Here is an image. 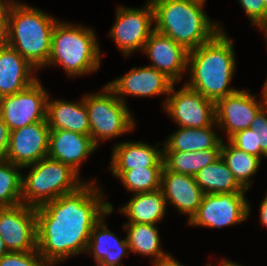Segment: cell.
I'll list each match as a JSON object with an SVG mask.
<instances>
[{"label":"cell","instance_id":"4fadbf2b","mask_svg":"<svg viewBox=\"0 0 267 266\" xmlns=\"http://www.w3.org/2000/svg\"><path fill=\"white\" fill-rule=\"evenodd\" d=\"M0 236L9 252L37 250L36 209L23 203L0 208Z\"/></svg>","mask_w":267,"mask_h":266},{"label":"cell","instance_id":"2e32d148","mask_svg":"<svg viewBox=\"0 0 267 266\" xmlns=\"http://www.w3.org/2000/svg\"><path fill=\"white\" fill-rule=\"evenodd\" d=\"M151 60V65L164 73L175 84L183 78L187 71L189 51L170 37L155 30L150 34L142 51Z\"/></svg>","mask_w":267,"mask_h":266},{"label":"cell","instance_id":"4dcf8cb0","mask_svg":"<svg viewBox=\"0 0 267 266\" xmlns=\"http://www.w3.org/2000/svg\"><path fill=\"white\" fill-rule=\"evenodd\" d=\"M0 266H50L37 250L8 252L0 258Z\"/></svg>","mask_w":267,"mask_h":266},{"label":"cell","instance_id":"4316f807","mask_svg":"<svg viewBox=\"0 0 267 266\" xmlns=\"http://www.w3.org/2000/svg\"><path fill=\"white\" fill-rule=\"evenodd\" d=\"M221 149L197 152L163 151L164 166L172 172L195 176L200 170L220 157Z\"/></svg>","mask_w":267,"mask_h":266},{"label":"cell","instance_id":"3957f363","mask_svg":"<svg viewBox=\"0 0 267 266\" xmlns=\"http://www.w3.org/2000/svg\"><path fill=\"white\" fill-rule=\"evenodd\" d=\"M150 1L154 10V30L188 51L210 41L223 29L205 13V0Z\"/></svg>","mask_w":267,"mask_h":266},{"label":"cell","instance_id":"9a60e30c","mask_svg":"<svg viewBox=\"0 0 267 266\" xmlns=\"http://www.w3.org/2000/svg\"><path fill=\"white\" fill-rule=\"evenodd\" d=\"M50 128L47 121L36 122L10 131L6 160L20 167L48 156Z\"/></svg>","mask_w":267,"mask_h":266},{"label":"cell","instance_id":"60d3db41","mask_svg":"<svg viewBox=\"0 0 267 266\" xmlns=\"http://www.w3.org/2000/svg\"><path fill=\"white\" fill-rule=\"evenodd\" d=\"M265 3V26L267 25V0H264Z\"/></svg>","mask_w":267,"mask_h":266},{"label":"cell","instance_id":"d4e9b609","mask_svg":"<svg viewBox=\"0 0 267 266\" xmlns=\"http://www.w3.org/2000/svg\"><path fill=\"white\" fill-rule=\"evenodd\" d=\"M156 226L142 223L123 224L130 252L151 257L153 266L171 256L161 248L160 234Z\"/></svg>","mask_w":267,"mask_h":266},{"label":"cell","instance_id":"f1b7e54d","mask_svg":"<svg viewBox=\"0 0 267 266\" xmlns=\"http://www.w3.org/2000/svg\"><path fill=\"white\" fill-rule=\"evenodd\" d=\"M22 167L0 160V208L22 203Z\"/></svg>","mask_w":267,"mask_h":266},{"label":"cell","instance_id":"83f0119b","mask_svg":"<svg viewBox=\"0 0 267 266\" xmlns=\"http://www.w3.org/2000/svg\"><path fill=\"white\" fill-rule=\"evenodd\" d=\"M220 157L233 173L237 182L246 190L252 185V176L256 174L261 164V159L238 149L229 141H222Z\"/></svg>","mask_w":267,"mask_h":266},{"label":"cell","instance_id":"ba28073f","mask_svg":"<svg viewBox=\"0 0 267 266\" xmlns=\"http://www.w3.org/2000/svg\"><path fill=\"white\" fill-rule=\"evenodd\" d=\"M154 10L150 0L141 8L117 6L115 22L109 30L119 50L128 57L141 52L154 31Z\"/></svg>","mask_w":267,"mask_h":266},{"label":"cell","instance_id":"f35d334b","mask_svg":"<svg viewBox=\"0 0 267 266\" xmlns=\"http://www.w3.org/2000/svg\"><path fill=\"white\" fill-rule=\"evenodd\" d=\"M218 266H242V265H240V264H238L237 262H233V261H231V260H227V259H225V260H220L219 262H218ZM211 266H213L212 265V263H211Z\"/></svg>","mask_w":267,"mask_h":266},{"label":"cell","instance_id":"603a6c76","mask_svg":"<svg viewBox=\"0 0 267 266\" xmlns=\"http://www.w3.org/2000/svg\"><path fill=\"white\" fill-rule=\"evenodd\" d=\"M166 201L161 189L135 193L133 197L121 208L128 221L125 223L154 224L162 222L166 216Z\"/></svg>","mask_w":267,"mask_h":266},{"label":"cell","instance_id":"9c48e42d","mask_svg":"<svg viewBox=\"0 0 267 266\" xmlns=\"http://www.w3.org/2000/svg\"><path fill=\"white\" fill-rule=\"evenodd\" d=\"M245 194H204L197 213L187 225L220 229L243 223L251 214L250 202Z\"/></svg>","mask_w":267,"mask_h":266},{"label":"cell","instance_id":"7402d4cb","mask_svg":"<svg viewBox=\"0 0 267 266\" xmlns=\"http://www.w3.org/2000/svg\"><path fill=\"white\" fill-rule=\"evenodd\" d=\"M46 121L50 130H67L90 135L84 96L77 102L62 99L50 100L48 97Z\"/></svg>","mask_w":267,"mask_h":266},{"label":"cell","instance_id":"484cf974","mask_svg":"<svg viewBox=\"0 0 267 266\" xmlns=\"http://www.w3.org/2000/svg\"><path fill=\"white\" fill-rule=\"evenodd\" d=\"M194 177L205 194L245 193L247 191L237 182L221 157L204 167Z\"/></svg>","mask_w":267,"mask_h":266},{"label":"cell","instance_id":"8fae6325","mask_svg":"<svg viewBox=\"0 0 267 266\" xmlns=\"http://www.w3.org/2000/svg\"><path fill=\"white\" fill-rule=\"evenodd\" d=\"M174 87L175 84L164 100L163 108L178 127L203 128L215 125V103L212 100L185 84L179 90Z\"/></svg>","mask_w":267,"mask_h":266},{"label":"cell","instance_id":"277c9868","mask_svg":"<svg viewBox=\"0 0 267 266\" xmlns=\"http://www.w3.org/2000/svg\"><path fill=\"white\" fill-rule=\"evenodd\" d=\"M57 21L40 8L12 0L8 9L7 45L14 48L36 71L45 68Z\"/></svg>","mask_w":267,"mask_h":266},{"label":"cell","instance_id":"ac0fdd59","mask_svg":"<svg viewBox=\"0 0 267 266\" xmlns=\"http://www.w3.org/2000/svg\"><path fill=\"white\" fill-rule=\"evenodd\" d=\"M97 146L90 135L67 130H50L48 158L72 167L80 174V167Z\"/></svg>","mask_w":267,"mask_h":266},{"label":"cell","instance_id":"d6986e66","mask_svg":"<svg viewBox=\"0 0 267 266\" xmlns=\"http://www.w3.org/2000/svg\"><path fill=\"white\" fill-rule=\"evenodd\" d=\"M159 143L152 146L138 141L119 142L112 148L111 171H126L136 168H163V149H158Z\"/></svg>","mask_w":267,"mask_h":266},{"label":"cell","instance_id":"5b68a950","mask_svg":"<svg viewBox=\"0 0 267 266\" xmlns=\"http://www.w3.org/2000/svg\"><path fill=\"white\" fill-rule=\"evenodd\" d=\"M57 64L69 77L96 72L101 64V50L95 30L58 20L52 31L47 65Z\"/></svg>","mask_w":267,"mask_h":266},{"label":"cell","instance_id":"44dd1931","mask_svg":"<svg viewBox=\"0 0 267 266\" xmlns=\"http://www.w3.org/2000/svg\"><path fill=\"white\" fill-rule=\"evenodd\" d=\"M105 217L92 228L86 253L92 256L96 266H122L121 259L130 253L127 239H121L109 230Z\"/></svg>","mask_w":267,"mask_h":266},{"label":"cell","instance_id":"f546056e","mask_svg":"<svg viewBox=\"0 0 267 266\" xmlns=\"http://www.w3.org/2000/svg\"><path fill=\"white\" fill-rule=\"evenodd\" d=\"M163 168H136L126 171H112V175L121 180L129 192L142 193L161 189Z\"/></svg>","mask_w":267,"mask_h":266},{"label":"cell","instance_id":"d590c367","mask_svg":"<svg viewBox=\"0 0 267 266\" xmlns=\"http://www.w3.org/2000/svg\"><path fill=\"white\" fill-rule=\"evenodd\" d=\"M10 130L0 116V160H6L9 147Z\"/></svg>","mask_w":267,"mask_h":266},{"label":"cell","instance_id":"7bdbcfd3","mask_svg":"<svg viewBox=\"0 0 267 266\" xmlns=\"http://www.w3.org/2000/svg\"><path fill=\"white\" fill-rule=\"evenodd\" d=\"M263 34L266 36V45H267V25L261 30Z\"/></svg>","mask_w":267,"mask_h":266},{"label":"cell","instance_id":"7a4b0ae2","mask_svg":"<svg viewBox=\"0 0 267 266\" xmlns=\"http://www.w3.org/2000/svg\"><path fill=\"white\" fill-rule=\"evenodd\" d=\"M226 33L221 29L210 41L188 53L190 79L184 84L214 103L239 90L230 86L237 63L233 40Z\"/></svg>","mask_w":267,"mask_h":266},{"label":"cell","instance_id":"1f68e13d","mask_svg":"<svg viewBox=\"0 0 267 266\" xmlns=\"http://www.w3.org/2000/svg\"><path fill=\"white\" fill-rule=\"evenodd\" d=\"M232 145L249 154L259 157L267 158L260 148H256L255 133L252 128L244 129L243 131L233 134L227 139Z\"/></svg>","mask_w":267,"mask_h":266},{"label":"cell","instance_id":"8992f818","mask_svg":"<svg viewBox=\"0 0 267 266\" xmlns=\"http://www.w3.org/2000/svg\"><path fill=\"white\" fill-rule=\"evenodd\" d=\"M27 167L31 168L22 175V203L30 207H40L86 183L72 167L48 157L23 168Z\"/></svg>","mask_w":267,"mask_h":266},{"label":"cell","instance_id":"52a82bcc","mask_svg":"<svg viewBox=\"0 0 267 266\" xmlns=\"http://www.w3.org/2000/svg\"><path fill=\"white\" fill-rule=\"evenodd\" d=\"M88 112L90 136L98 147L100 142L117 138L135 129L129 106L105 85L100 92L84 96Z\"/></svg>","mask_w":267,"mask_h":266},{"label":"cell","instance_id":"b9f144b4","mask_svg":"<svg viewBox=\"0 0 267 266\" xmlns=\"http://www.w3.org/2000/svg\"><path fill=\"white\" fill-rule=\"evenodd\" d=\"M263 90H264V92H265L266 102H267V79H266V81L264 82Z\"/></svg>","mask_w":267,"mask_h":266},{"label":"cell","instance_id":"7c38bea8","mask_svg":"<svg viewBox=\"0 0 267 266\" xmlns=\"http://www.w3.org/2000/svg\"><path fill=\"white\" fill-rule=\"evenodd\" d=\"M262 100L250 90H237L235 93L215 102V123L217 128L227 133L229 139L233 134L251 128L252 122L259 111L267 104L262 89Z\"/></svg>","mask_w":267,"mask_h":266},{"label":"cell","instance_id":"ffe728a7","mask_svg":"<svg viewBox=\"0 0 267 266\" xmlns=\"http://www.w3.org/2000/svg\"><path fill=\"white\" fill-rule=\"evenodd\" d=\"M35 70L14 48L9 45L0 48V98L33 84L38 80Z\"/></svg>","mask_w":267,"mask_h":266},{"label":"cell","instance_id":"cb8c5ba5","mask_svg":"<svg viewBox=\"0 0 267 266\" xmlns=\"http://www.w3.org/2000/svg\"><path fill=\"white\" fill-rule=\"evenodd\" d=\"M213 126L203 128L179 127L164 142L163 151L197 152L206 149H221L222 137Z\"/></svg>","mask_w":267,"mask_h":266},{"label":"cell","instance_id":"d6a6232c","mask_svg":"<svg viewBox=\"0 0 267 266\" xmlns=\"http://www.w3.org/2000/svg\"><path fill=\"white\" fill-rule=\"evenodd\" d=\"M244 9L251 25L256 26L259 30L265 27V3L264 0H239Z\"/></svg>","mask_w":267,"mask_h":266},{"label":"cell","instance_id":"74e56055","mask_svg":"<svg viewBox=\"0 0 267 266\" xmlns=\"http://www.w3.org/2000/svg\"><path fill=\"white\" fill-rule=\"evenodd\" d=\"M155 266H184L180 261L176 260L173 255H171L169 258L163 260L161 263L155 265ZM206 266H211V262L206 264Z\"/></svg>","mask_w":267,"mask_h":266},{"label":"cell","instance_id":"6da1fadb","mask_svg":"<svg viewBox=\"0 0 267 266\" xmlns=\"http://www.w3.org/2000/svg\"><path fill=\"white\" fill-rule=\"evenodd\" d=\"M97 184L89 180L77 191L35 208L37 251L50 266L86 253L92 228L113 212Z\"/></svg>","mask_w":267,"mask_h":266},{"label":"cell","instance_id":"5bb4252c","mask_svg":"<svg viewBox=\"0 0 267 266\" xmlns=\"http://www.w3.org/2000/svg\"><path fill=\"white\" fill-rule=\"evenodd\" d=\"M175 83L152 66L133 67L130 71L106 85L125 104L126 95L148 97L165 95L166 99Z\"/></svg>","mask_w":267,"mask_h":266},{"label":"cell","instance_id":"ab89813d","mask_svg":"<svg viewBox=\"0 0 267 266\" xmlns=\"http://www.w3.org/2000/svg\"><path fill=\"white\" fill-rule=\"evenodd\" d=\"M9 251L7 250L5 243L3 242L1 236H0V258L8 253Z\"/></svg>","mask_w":267,"mask_h":266},{"label":"cell","instance_id":"30bf717a","mask_svg":"<svg viewBox=\"0 0 267 266\" xmlns=\"http://www.w3.org/2000/svg\"><path fill=\"white\" fill-rule=\"evenodd\" d=\"M48 97L38 79L20 92L1 97L0 116L10 131L46 121Z\"/></svg>","mask_w":267,"mask_h":266},{"label":"cell","instance_id":"e0dca14e","mask_svg":"<svg viewBox=\"0 0 267 266\" xmlns=\"http://www.w3.org/2000/svg\"><path fill=\"white\" fill-rule=\"evenodd\" d=\"M161 190L166 205H173L180 214H186L189 222L197 213L204 192L195 181V177L169 171L163 166Z\"/></svg>","mask_w":267,"mask_h":266},{"label":"cell","instance_id":"8d00e7d4","mask_svg":"<svg viewBox=\"0 0 267 266\" xmlns=\"http://www.w3.org/2000/svg\"><path fill=\"white\" fill-rule=\"evenodd\" d=\"M260 223L261 225L267 227V191L265 197L260 203Z\"/></svg>","mask_w":267,"mask_h":266},{"label":"cell","instance_id":"836d02e7","mask_svg":"<svg viewBox=\"0 0 267 266\" xmlns=\"http://www.w3.org/2000/svg\"><path fill=\"white\" fill-rule=\"evenodd\" d=\"M251 128L255 133L256 148L267 157V104L255 116Z\"/></svg>","mask_w":267,"mask_h":266},{"label":"cell","instance_id":"e575fe53","mask_svg":"<svg viewBox=\"0 0 267 266\" xmlns=\"http://www.w3.org/2000/svg\"><path fill=\"white\" fill-rule=\"evenodd\" d=\"M12 0H0V48L7 45L8 9Z\"/></svg>","mask_w":267,"mask_h":266}]
</instances>
